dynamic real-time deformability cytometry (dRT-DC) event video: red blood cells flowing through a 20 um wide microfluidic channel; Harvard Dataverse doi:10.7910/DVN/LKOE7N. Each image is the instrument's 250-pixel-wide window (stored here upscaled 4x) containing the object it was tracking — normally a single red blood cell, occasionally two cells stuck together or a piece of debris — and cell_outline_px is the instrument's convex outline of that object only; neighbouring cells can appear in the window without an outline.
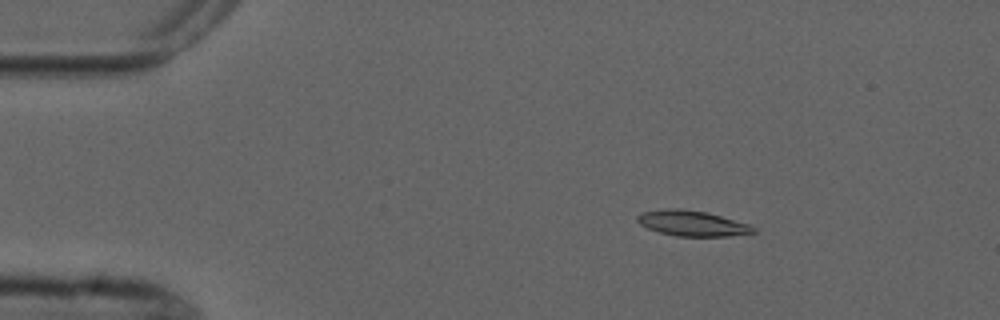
{"species": "common noctule bat (a hibernating species)", "species_latin": "Nyctalus noctula", "temperature_condition": "cold", "stored_images_in_passage": 4, "camera_frame_rate_fps": 3000, "um_per_image_px": 0.085, "animal": {"sex": "male", "forearm_length_mm": 52.5}, "frame": {"image": 1, "passage_image": 3, "time_ms": 2.667, "image_size_px": [1000, 320], "cell_outline_px": [[756, 232], [728, 236], [676, 236], [660, 232], [648, 228], [640, 224], [636, 220], [636, 216], [640, 212], [668, 208], [680, 208], [708, 212], [752, 224], [756, 228]], "centroid_in_image_um": [58.86, 18.97], "position_along_channel_um": 26.1, "area_um2": 17.46}}